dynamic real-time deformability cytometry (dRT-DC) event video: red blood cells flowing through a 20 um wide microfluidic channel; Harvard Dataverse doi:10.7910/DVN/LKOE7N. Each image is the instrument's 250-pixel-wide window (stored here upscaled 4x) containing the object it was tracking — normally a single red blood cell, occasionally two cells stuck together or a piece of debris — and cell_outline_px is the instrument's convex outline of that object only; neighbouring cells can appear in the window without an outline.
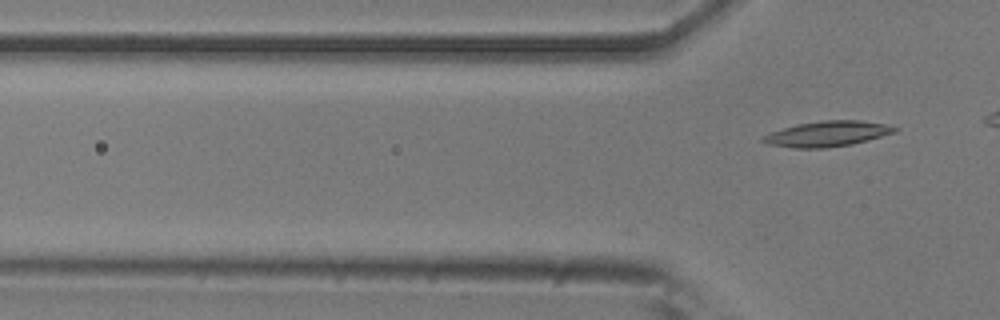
{"species": "common noctule bat (a hibernating species)", "species_latin": "Nyctalus noctula", "temperature_condition": "room temperature", "stored_images_in_passage": 4, "camera_frame_rate_fps": 3000, "um_per_image_px": 0.085, "animal": {"sex": "male", "body_mass_g": 20.5, "forearm_length_mm": 52.5}, "frame": {"image": 1, "passage_image": 4, "time_ms": 1.0, "image_size_px": [1000, 320], "cell_outline_px": [[900, 128], [892, 132], [868, 140], [852, 144], [824, 148], [792, 148], [768, 144], [760, 140], [764, 136], [772, 132], [796, 124], [824, 120], [860, 120], [884, 124]], "centroid_in_image_um": [70.3, 11.37], "position_along_channel_um": 55.5, "area_um2": 19.25}}